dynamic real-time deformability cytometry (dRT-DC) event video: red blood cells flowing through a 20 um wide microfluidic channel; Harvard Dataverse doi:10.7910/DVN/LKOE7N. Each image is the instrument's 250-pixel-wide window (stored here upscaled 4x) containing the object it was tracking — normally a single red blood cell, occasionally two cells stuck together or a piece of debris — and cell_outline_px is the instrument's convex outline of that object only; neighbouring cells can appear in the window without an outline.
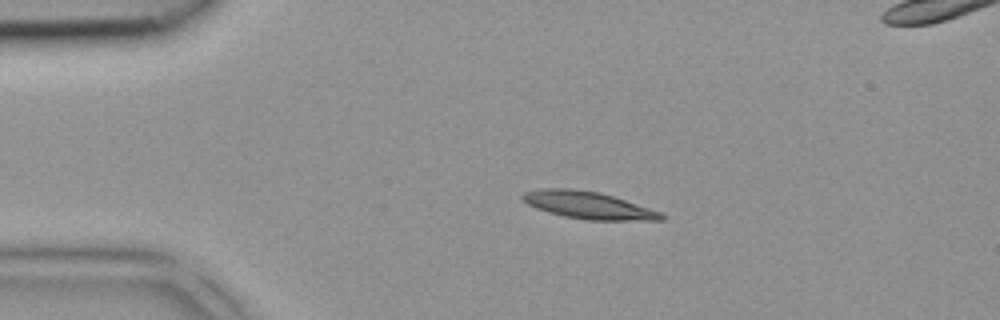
{"species": "common noctule bat (a hibernating species)", "species_latin": "Nyctalus noctula", "temperature_condition": "room temperature", "stored_images_in_passage": 3, "segment_of_instrument_passage": [1, 2], "camera_frame_rate_fps": 3000, "um_per_image_px": 0.085, "animal": {"sex": "female", "body_mass_g": 18.4}, "frame": {"image": 1, "passage_image": 1, "time_ms": 0.0, "image_size_px": [1000, 320], "cell_outline_px": [[668, 216], [664, 220], [584, 220], [564, 216], [548, 212], [536, 208], [528, 204], [520, 196], [524, 192], [540, 188], [572, 188], [600, 192], [660, 212]], "centroid_in_image_um": [49.98, 17.44], "position_along_channel_um": 35.0, "area_um2": 21.96}}